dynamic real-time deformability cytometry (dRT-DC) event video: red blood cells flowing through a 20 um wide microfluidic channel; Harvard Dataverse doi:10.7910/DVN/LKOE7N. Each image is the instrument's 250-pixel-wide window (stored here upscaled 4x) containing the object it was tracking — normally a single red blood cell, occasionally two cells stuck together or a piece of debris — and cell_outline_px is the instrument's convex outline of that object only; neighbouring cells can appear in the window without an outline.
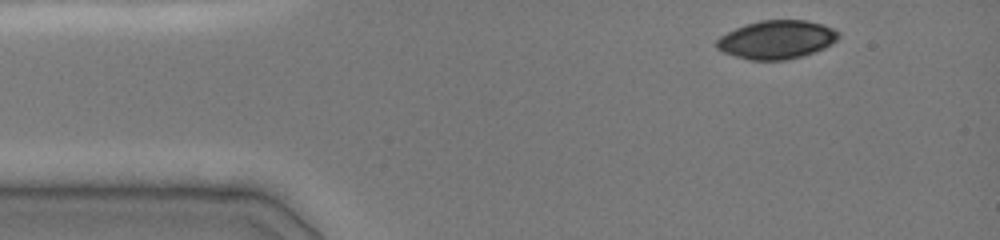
{"species": "common noctule bat (a hibernating species)", "species_latin": "Nyctalus noctula", "temperature_condition": "cold", "stored_images_in_passage": 6, "camera_frame_rate_fps": 3000, "um_per_image_px": 0.085, "animal": {"sex": "female", "body_mass_g": 19.0, "forearm_length_mm": 51.5}, "frame": {"image": 1, "passage_image": 1, "time_ms": 0.0, "image_size_px": [1000, 240], "cell_outline_px": [[840, 36], [832, 44], [824, 48], [804, 56], [788, 60], [748, 60], [724, 52], [716, 48], [716, 40], [720, 36], [736, 28], [760, 20], [804, 20], [824, 24], [840, 32]], "centroid_in_image_um": [66.04, 3.37], "position_along_channel_um": 19.0, "area_um2": 27.4}}
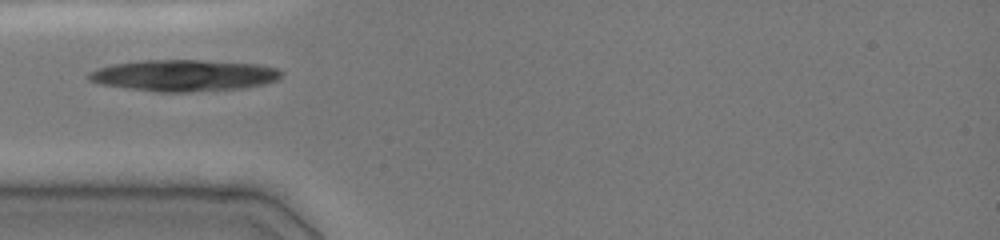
{"frame": {"image": 2, "passage_image": 4, "time_ms": 3.0, "image_size_px": [1000, 240], "cell_outline_px": [[284, 72], [276, 80], [244, 88], [184, 92], [160, 92], [100, 84], [88, 80], [88, 72], [96, 68], [112, 64], [140, 60], [200, 60], [260, 64], [276, 68]], "centroid_in_image_um": [15.6, 6.4], "position_along_channel_um": 69.4, "area_um2": 35.26}}
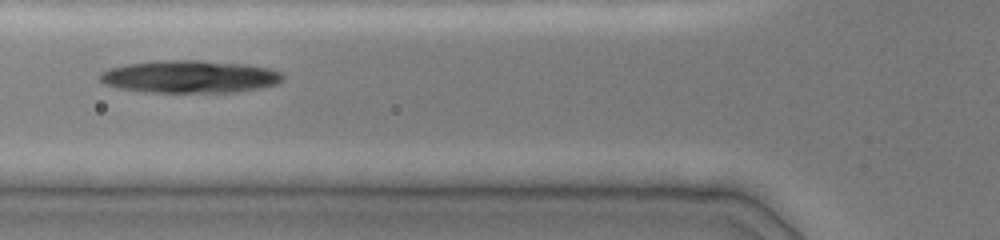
{"frame": {"image": 3, "passage_image": 5, "time_ms": 4.0, "image_size_px": [1000, 240], "cell_outline_px": [[284, 76], [276, 84], [256, 88], [232, 92], [152, 92], [120, 88], [104, 84], [100, 80], [100, 72], [108, 68], [124, 64], [156, 60], [200, 60], [244, 64], [268, 68], [280, 72]], "centroid_in_image_um": [16.06, 6.5], "position_along_channel_um": 109.7, "area_um2": 34.51}}